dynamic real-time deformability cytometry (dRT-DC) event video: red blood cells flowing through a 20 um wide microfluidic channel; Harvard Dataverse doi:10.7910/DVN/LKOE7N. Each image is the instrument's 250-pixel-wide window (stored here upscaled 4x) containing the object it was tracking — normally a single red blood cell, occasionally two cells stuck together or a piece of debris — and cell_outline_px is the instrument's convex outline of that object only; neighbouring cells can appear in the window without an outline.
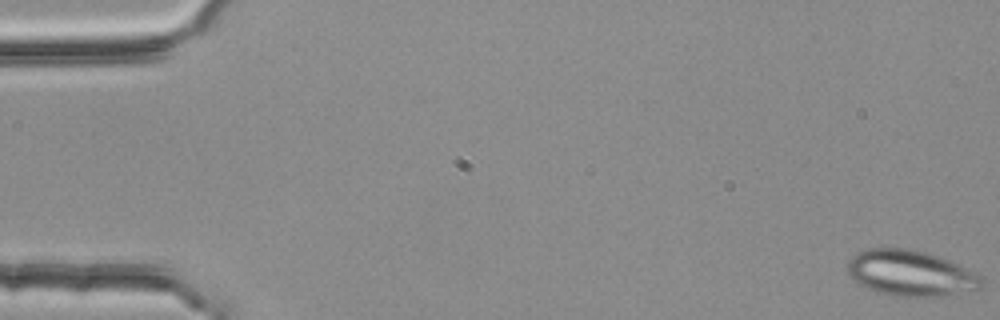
{"species": "common noctule bat (a hibernating species)", "species_latin": "Nyctalus noctula", "temperature_condition": "room temperature", "stored_images_in_passage": 53, "camera_frame_rate_fps": 3000, "um_per_image_px": 0.085, "animal": {"sex": "female", "body_mass_g": 25.1}, "frame": {"image": 1, "passage_image": 1, "time_ms": 0.0, "image_size_px": [1000, 320], "cell_outline_px": [[984, 284], [980, 288], [936, 296], [892, 296], [876, 292], [852, 280], [848, 272], [848, 260], [856, 252], [864, 248], [908, 248], [924, 252], [948, 260], [980, 276], [984, 280]], "centroid_in_image_um": [77.32, 23.21], "position_along_channel_um": 7.7, "area_um2": 35.37}}
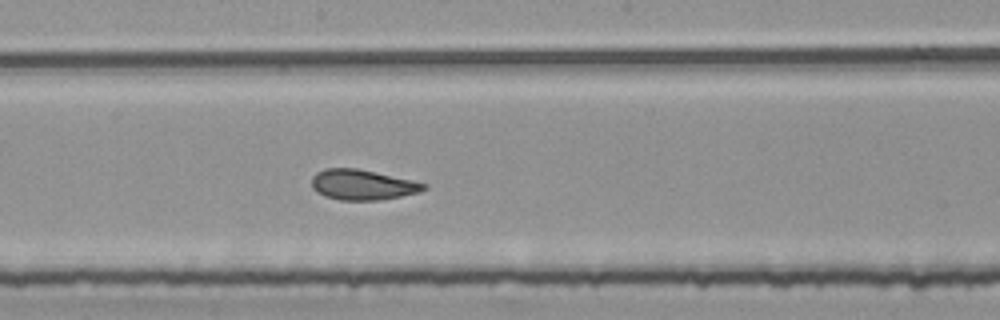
{"frame": {"image": 2, "passage_image": 30, "time_ms": 9.667, "image_size_px": [1000, 320], "cell_outline_px": [[428, 188], [420, 192], [380, 200], [340, 200], [324, 196], [316, 192], [312, 188], [312, 176], [316, 172], [324, 168], [356, 168], [412, 180], [428, 184]], "centroid_in_image_um": [30.8, 15.7], "position_along_channel_um": 217.4, "area_um2": 19.88}}
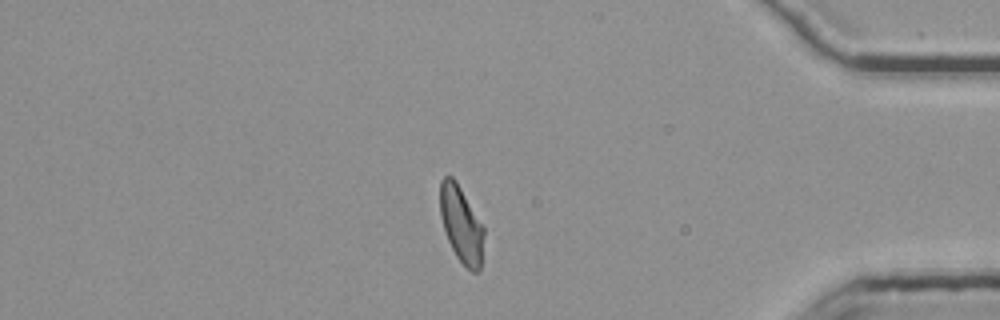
{"frame": {"image": 3, "passage_image": 47, "time_ms": 15.333, "image_size_px": [1000, 320], "cell_outline_px": [[484, 236], [480, 268], [476, 272], [472, 272], [456, 256], [448, 240], [440, 216], [440, 180], [444, 176], [452, 176], [456, 180], [484, 228]], "centroid_in_image_um": [39.19, 19.05], "position_along_channel_um": 396.0, "area_um2": 19.25}, "authors_computed_cell_mechanics": {"area_um2": 20.519, "velocity_mm_per_s": 3.7701, "shape_relaxation_time_tau1_ms": null, "shape_relaxation_time_tau2_ms": 1.5515, "deformation_change_tau1": null, "deformation_change_tau2": 0.0842}}